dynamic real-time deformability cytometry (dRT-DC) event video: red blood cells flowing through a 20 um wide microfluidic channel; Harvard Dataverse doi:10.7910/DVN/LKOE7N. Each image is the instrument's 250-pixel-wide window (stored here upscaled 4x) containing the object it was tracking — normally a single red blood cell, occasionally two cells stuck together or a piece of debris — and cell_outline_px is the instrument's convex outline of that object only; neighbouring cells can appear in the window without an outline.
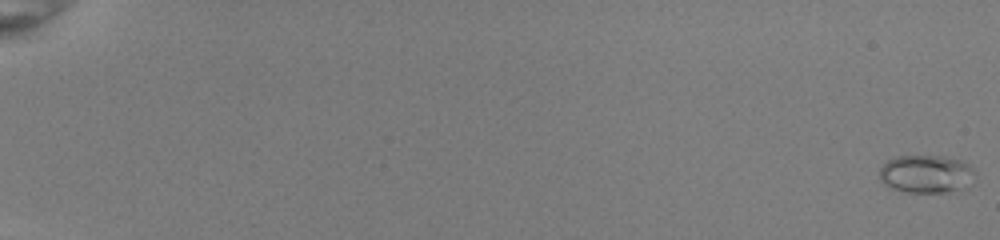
{"species": "common noctule bat (a hibernating species)", "species_latin": "Nyctalus noctula", "temperature_condition": "room temperature", "stored_images_in_passage": 54, "camera_frame_rate_fps": 3000, "um_per_image_px": 0.085, "animal": {"sex": "female", "body_mass_g": 22.0, "forearm_length_mm": 56.7}, "frame": {"image": 1, "passage_image": 1, "time_ms": 0.0, "image_size_px": [1000, 240], "cell_outline_px": [[976, 172], [956, 188], [944, 192], [908, 192], [892, 188], [884, 184], [880, 180], [880, 168], [888, 160], [896, 156], [940, 156], [964, 160]], "centroid_in_image_um": [78.62, 14.75], "position_along_channel_um": 6.4, "area_um2": 20.4}}
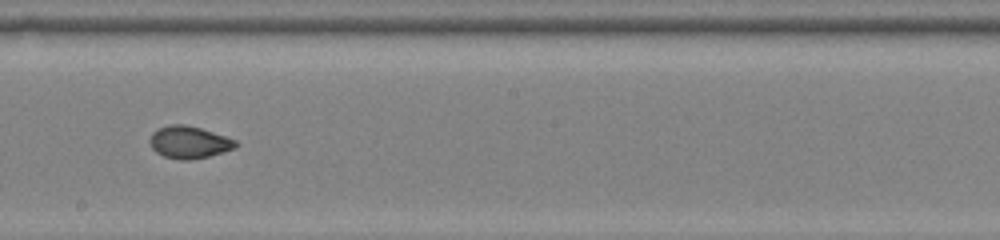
{"frame": {"image": 2, "passage_image": 34, "time_ms": 11.0, "image_size_px": [1000, 240], "cell_outline_px": [[240, 144], [236, 148], [208, 156], [192, 160], [180, 160], [164, 156], [156, 152], [152, 148], [148, 140], [152, 132], [168, 124], [184, 124], [200, 128], [236, 140]], "centroid_in_image_um": [16.06, 12.09], "position_along_channel_um": 232.1, "area_um2": 16.18}}
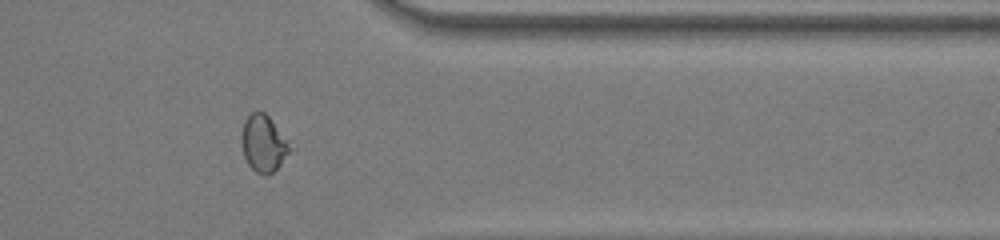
{"frame": {"image": 3, "passage_image": 46, "time_ms": 15.0, "image_size_px": [1000, 240], "cell_outline_px": [[292, 148], [280, 164], [268, 176], [264, 176], [256, 172], [248, 164], [244, 156], [240, 140], [240, 136], [244, 120], [252, 112], [264, 112], [272, 120], [288, 140]], "centroid_in_image_um": [22.37, 12.2], "position_along_channel_um": 389.0, "area_um2": 16.01}, "authors_computed_cell_mechanics": {"area_um2": 16.6753, "velocity_mm_per_s": 4.0265, "shape_relaxation_time_tau1_ms": 7.1648, "shape_relaxation_time_tau2_ms": 1.0844, "deformation_change_tau1": 0.1766, "deformation_change_tau2": 0.0504}}